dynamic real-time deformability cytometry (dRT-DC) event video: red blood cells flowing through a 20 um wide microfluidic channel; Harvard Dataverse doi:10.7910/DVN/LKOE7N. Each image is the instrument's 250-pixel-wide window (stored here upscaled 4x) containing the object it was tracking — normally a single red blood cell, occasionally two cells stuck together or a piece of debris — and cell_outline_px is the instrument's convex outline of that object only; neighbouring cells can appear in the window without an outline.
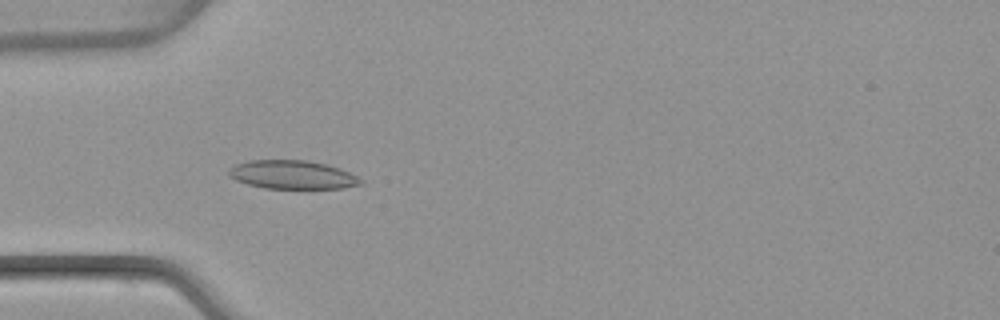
{"species": "common noctule bat (a hibernating species)", "species_latin": "Nyctalus noctula", "temperature_condition": "warm", "stored_images_in_passage": 51, "camera_frame_rate_fps": 3000, "um_per_image_px": 0.085, "animal": {"sex": "female", "body_mass_g": 22.7, "forearm_length_mm": 54.2}, "frame": {"image": 1, "passage_image": 16, "time_ms": 5.0, "image_size_px": [1000, 320], "cell_outline_px": [[364, 184], [344, 188], [264, 188], [248, 184], [236, 180], [228, 176], [228, 168], [236, 164], [248, 160], [304, 160], [328, 164], [340, 168], [364, 180]], "centroid_in_image_um": [24.86, 14.85], "position_along_channel_um": 60.1, "area_um2": 22.08}}
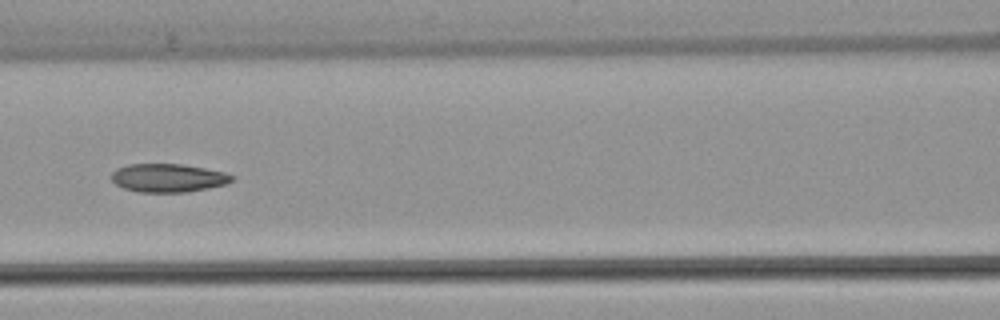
{"frame": {"image": 2, "passage_image": 23, "time_ms": 7.333, "image_size_px": [1000, 320], "cell_outline_px": [[236, 176], [228, 184], [188, 192], [140, 192], [124, 188], [116, 184], [112, 180], [112, 172], [116, 168], [128, 164], [180, 164], [204, 168], [224, 172]], "centroid_in_image_um": [14.31, 15.12], "position_along_channel_um": 152.3, "area_um2": 19.94}}
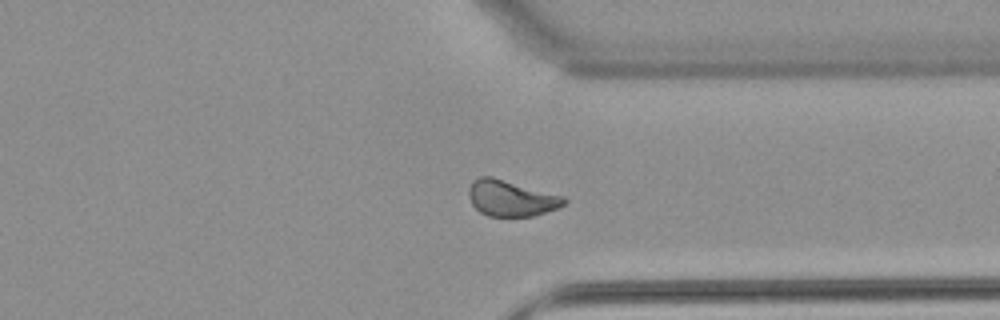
{"frame": {"image": 3, "passage_image": 39, "time_ms": 12.667, "image_size_px": [1000, 320], "cell_outline_px": [[568, 200], [564, 204], [556, 208], [532, 216], [488, 216], [480, 212], [472, 204], [468, 196], [468, 188], [472, 180], [480, 176], [492, 176], [564, 196]], "centroid_in_image_um": [43.4, 16.83], "position_along_channel_um": 368.0, "area_um2": 20.0}, "authors_computed_cell_mechanics": {"area_um2": 20.6346, "velocity_mm_per_s": 4.0557, "shape_relaxation_time_tau1_ms": null, "shape_relaxation_time_tau2_ms": 3.3701, "deformation_change_tau1": null, "deformation_change_tau2": 0.0787}}